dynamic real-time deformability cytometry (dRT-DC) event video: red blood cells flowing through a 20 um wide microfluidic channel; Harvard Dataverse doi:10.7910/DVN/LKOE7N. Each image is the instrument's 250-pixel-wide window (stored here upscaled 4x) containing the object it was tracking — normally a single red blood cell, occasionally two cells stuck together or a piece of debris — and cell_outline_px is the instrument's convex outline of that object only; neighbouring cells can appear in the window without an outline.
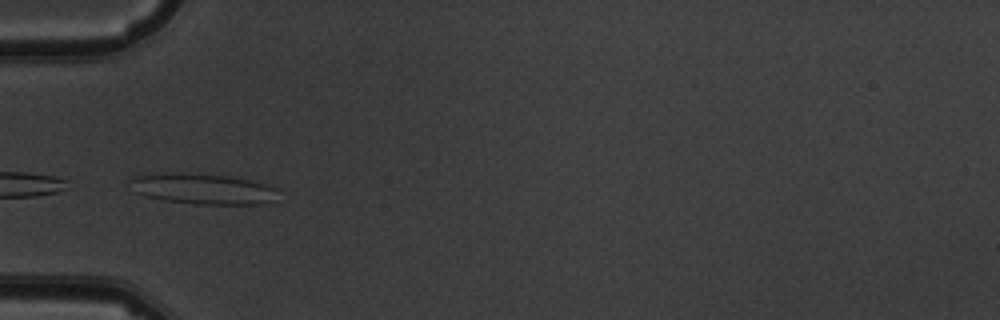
{"species": "common noctule bat (a hibernating species)", "species_latin": "Nyctalus noctula", "temperature_condition": "warm", "stored_images_in_passage": 11, "camera_frame_rate_fps": 3000, "um_per_image_px": 0.085, "animal": {"sex": "male", "body_mass_g": 19.5, "forearm_length_mm": 54.6}, "frame": {"image": 1, "passage_image": 5, "time_ms": 5.667, "image_size_px": [1000, 320], "cell_outline_px": [[280, 188], [264, 204], [192, 204], [144, 196], [136, 192], [132, 180], [132, 176], [160, 172], [172, 172], [224, 176], [248, 180], [268, 184]], "centroid_in_image_um": [17.22, 16.04], "position_along_channel_um": 67.8, "area_um2": 25.95}}
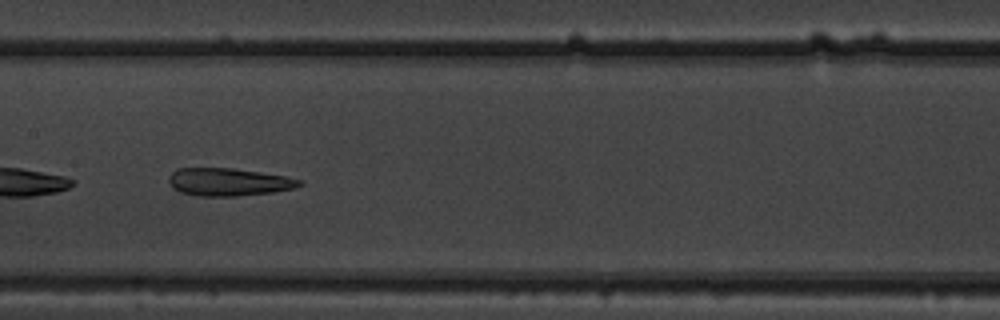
{"frame": {"image": 2, "passage_image": 8, "time_ms": 9.0, "image_size_px": [1000, 320], "cell_outline_px": [[304, 184], [296, 188], [272, 192], [236, 196], [196, 196], [180, 192], [172, 188], [168, 180], [168, 176], [176, 168], [232, 168], [260, 172], [284, 176], [304, 180]], "centroid_in_image_um": [19.42, 15.47], "position_along_channel_um": 188.0, "area_um2": 21.33}}
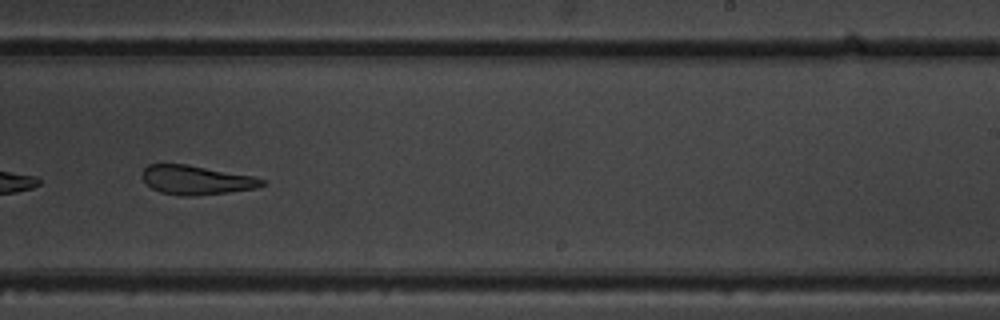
{"frame": {"image": 3, "passage_image": 10, "time_ms": 11.333, "image_size_px": [1000, 320], "cell_outline_px": [[268, 184], [256, 188], [228, 192], [196, 196], [180, 196], [160, 192], [152, 188], [140, 176], [144, 168], [148, 164], [184, 164], [252, 176], [268, 180]], "centroid_in_image_um": [16.7, 15.31], "position_along_channel_um": 272.3, "area_um2": 20.35}}